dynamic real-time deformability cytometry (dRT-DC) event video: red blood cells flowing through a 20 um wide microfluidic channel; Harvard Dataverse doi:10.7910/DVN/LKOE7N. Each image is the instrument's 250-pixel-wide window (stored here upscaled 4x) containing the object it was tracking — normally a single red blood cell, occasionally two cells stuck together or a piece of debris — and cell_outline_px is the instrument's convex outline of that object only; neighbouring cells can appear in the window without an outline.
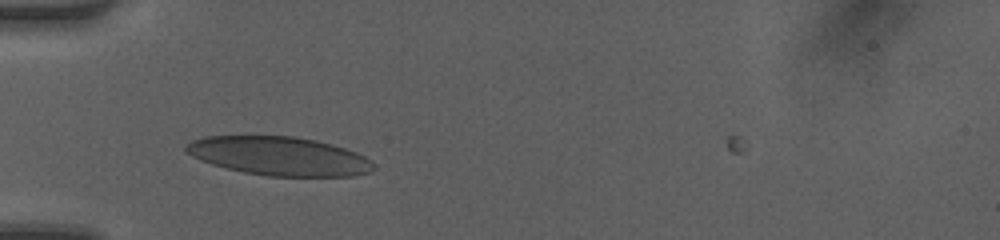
{"species": "human", "species_latin": "Homo sapiens", "temperature_condition": "room temperature", "stored_images_in_passage": 2, "camera_frame_rate_fps": 3000, "um_per_image_px": 0.085, "donor": {"sex": "female"}, "frame": {"image": 1, "passage_image": 1, "time_ms": 0.0, "image_size_px": [1000, 240], "cell_outline_px": [[376, 168], [372, 172], [352, 176], [268, 176], [244, 172], [212, 164], [200, 160], [192, 156], [184, 148], [192, 140], [204, 136], [296, 136], [316, 140], [332, 144], [356, 152], [372, 160], [376, 164]], "centroid_in_image_um": [23.78, 13.26], "position_along_channel_um": 61.2, "area_um2": 42.43}}